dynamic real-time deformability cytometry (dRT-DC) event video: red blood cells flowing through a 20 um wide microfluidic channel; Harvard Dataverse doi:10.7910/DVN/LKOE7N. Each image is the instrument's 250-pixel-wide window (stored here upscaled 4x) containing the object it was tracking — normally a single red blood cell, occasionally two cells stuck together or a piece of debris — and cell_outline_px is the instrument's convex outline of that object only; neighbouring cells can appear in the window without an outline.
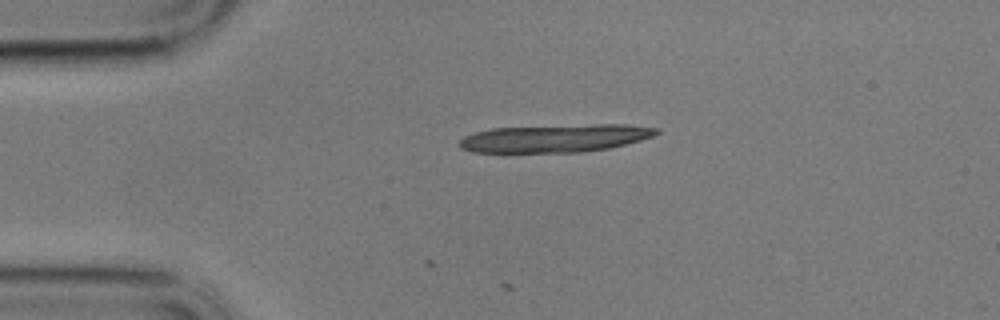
{"species": "common noctule bat (a hibernating species)", "species_latin": "Nyctalus noctula", "temperature_condition": "cold", "stored_images_in_passage": 5, "camera_frame_rate_fps": 3000, "um_per_image_px": 0.085, "animal": {"sex": "male", "body_mass_g": 17.9}, "frame": {"image": 1, "passage_image": 1, "time_ms": 0.0, "image_size_px": [1000, 320], "cell_outline_px": [[660, 132], [652, 136], [640, 140], [608, 148], [580, 152], [472, 152], [460, 148], [456, 144], [464, 136], [476, 132], [492, 128], [592, 124], [628, 124], [660, 128]], "centroid_in_image_um": [47.18, 11.74], "position_along_channel_um": 37.8, "area_um2": 32.02}}